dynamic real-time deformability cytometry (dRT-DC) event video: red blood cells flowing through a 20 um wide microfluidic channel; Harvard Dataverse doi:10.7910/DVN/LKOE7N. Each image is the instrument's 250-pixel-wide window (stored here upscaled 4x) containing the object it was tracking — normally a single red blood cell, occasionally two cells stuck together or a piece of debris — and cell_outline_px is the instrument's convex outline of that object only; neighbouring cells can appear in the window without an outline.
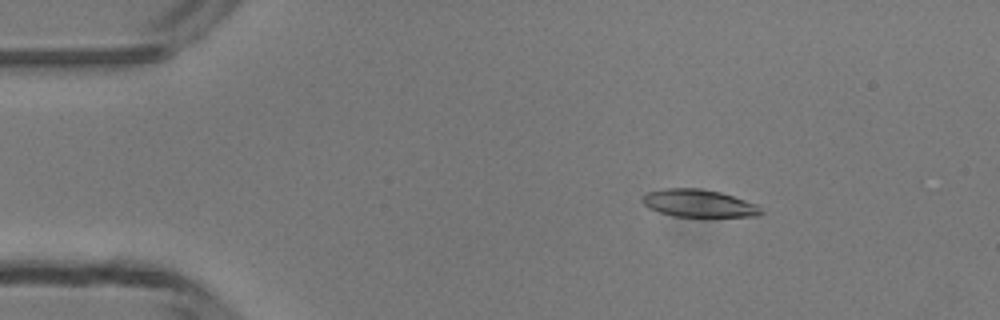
{"species": "common noctule bat (a hibernating species)", "species_latin": "Nyctalus noctula", "temperature_condition": "room temperature", "stored_images_in_passage": 6, "camera_frame_rate_fps": 3000, "um_per_image_px": 0.085, "animal": {"sex": "male", "body_mass_g": 13.3}, "frame": {"image": 1, "passage_image": 2, "time_ms": 1.333, "image_size_px": [1000, 320], "cell_outline_px": [[764, 212], [760, 216], [672, 216], [648, 208], [640, 200], [640, 196], [644, 192], [664, 188], [700, 188], [720, 192], [756, 204]], "centroid_in_image_um": [59.32, 17.27], "position_along_channel_um": 25.7, "area_um2": 19.13}}
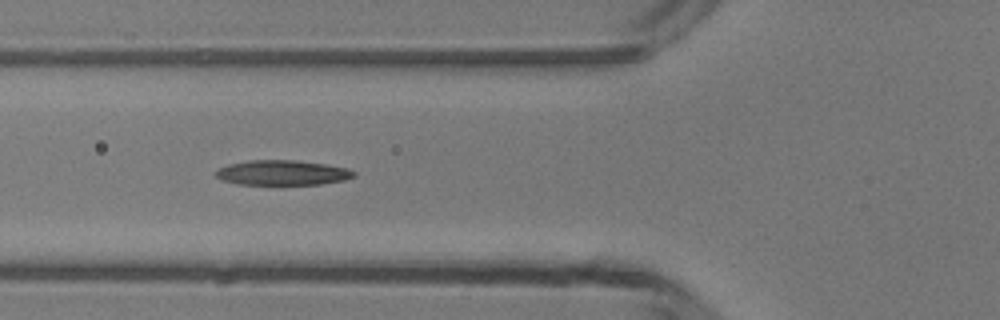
{"frame": {"image": 2, "passage_image": 5, "time_ms": 4.667, "image_size_px": [1000, 320], "cell_outline_px": [[356, 176], [344, 180], [320, 184], [236, 184], [224, 180], [216, 176], [216, 172], [220, 168], [228, 164], [248, 160], [296, 160], [324, 164], [348, 168], [356, 172]], "centroid_in_image_um": [24.03, 14.67], "position_along_channel_um": 101.8, "area_um2": 19.94}}
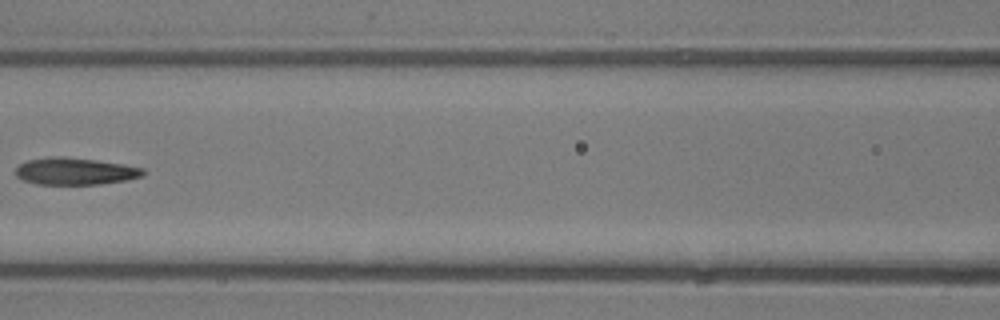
{"frame": {"image": 3, "passage_image": 6, "time_ms": 6.0, "image_size_px": [1000, 320], "cell_outline_px": [[144, 176], [128, 180], [100, 184], [36, 184], [24, 180], [16, 176], [16, 168], [20, 164], [28, 160], [52, 156], [60, 156], [96, 160], [124, 164], [144, 168]], "centroid_in_image_um": [6.41, 14.55], "position_along_channel_um": 160.2, "area_um2": 20.11}}